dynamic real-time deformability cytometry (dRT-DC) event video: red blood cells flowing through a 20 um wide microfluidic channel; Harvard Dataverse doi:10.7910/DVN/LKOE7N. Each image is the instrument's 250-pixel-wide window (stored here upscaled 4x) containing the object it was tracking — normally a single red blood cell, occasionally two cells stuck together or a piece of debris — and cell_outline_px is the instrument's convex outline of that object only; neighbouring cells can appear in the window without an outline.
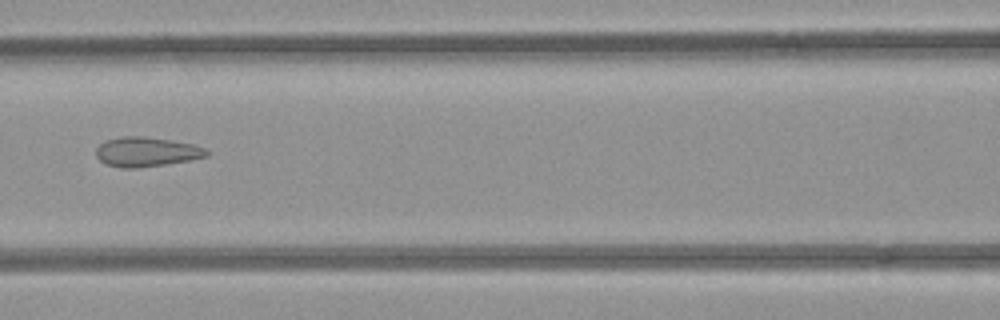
{"species": "common noctule bat (a hibernating species)", "species_latin": "Nyctalus noctula", "temperature_condition": "room temperature", "stored_images_in_passage": 41, "camera_frame_rate_fps": 3000, "um_per_image_px": 0.085, "animal": {"sex": "female", "body_mass_g": 21.9}, "frame": {"image": 1, "passage_image": 12, "time_ms": 3.667, "image_size_px": [1000, 320], "cell_outline_px": [[208, 156], [188, 160], [140, 168], [120, 168], [104, 164], [96, 156], [96, 148], [100, 144], [108, 140], [124, 136], [140, 136], [168, 140], [192, 144], [204, 148], [208, 152]], "centroid_in_image_um": [12.4, 12.92], "position_along_channel_um": 154.2, "area_um2": 18.79}}
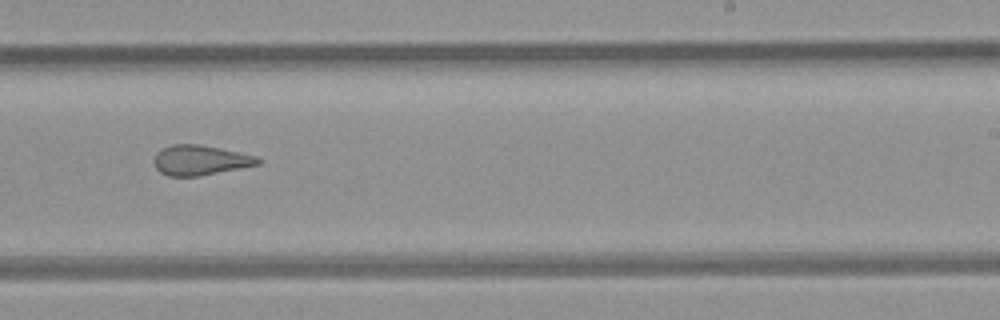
{"frame": {"image": 2, "passage_image": 21, "time_ms": 6.667, "image_size_px": [1000, 320], "cell_outline_px": [[260, 164], [200, 176], [168, 176], [160, 172], [156, 168], [156, 152], [172, 144], [200, 144], [220, 148], [256, 156], [260, 160]], "centroid_in_image_um": [17.02, 13.61], "position_along_channel_um": 272.0, "area_um2": 17.92}}
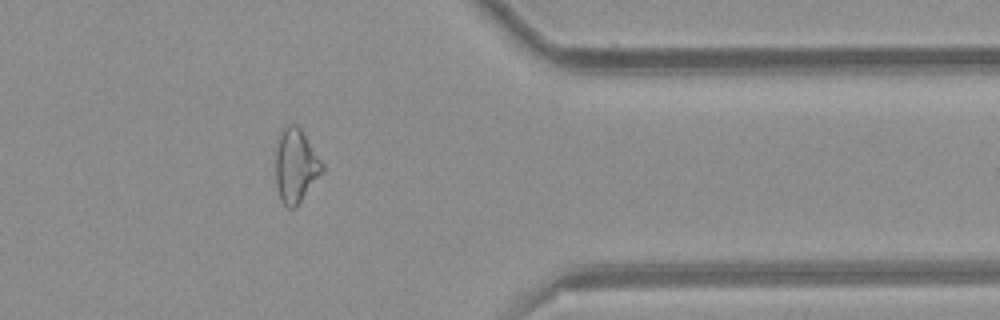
{"frame": {"image": 3, "passage_image": 31, "time_ms": 10.0, "image_size_px": [1000, 320], "cell_outline_px": [[324, 168], [296, 208], [288, 208], [280, 200], [276, 184], [276, 152], [280, 136], [284, 124], [296, 124], [300, 128], [324, 164]], "centroid_in_image_um": [25.13, 14.09], "position_along_channel_um": 386.3, "area_um2": 19.77}, "authors_computed_cell_mechanics": {"area_um2": 19.5942, "velocity_mm_per_s": 3.9388, "shape_relaxation_time_tau1_ms": null, "shape_relaxation_time_tau2_ms": 1.5444, "deformation_change_tau1": null, "deformation_change_tau2": 0.1093}}